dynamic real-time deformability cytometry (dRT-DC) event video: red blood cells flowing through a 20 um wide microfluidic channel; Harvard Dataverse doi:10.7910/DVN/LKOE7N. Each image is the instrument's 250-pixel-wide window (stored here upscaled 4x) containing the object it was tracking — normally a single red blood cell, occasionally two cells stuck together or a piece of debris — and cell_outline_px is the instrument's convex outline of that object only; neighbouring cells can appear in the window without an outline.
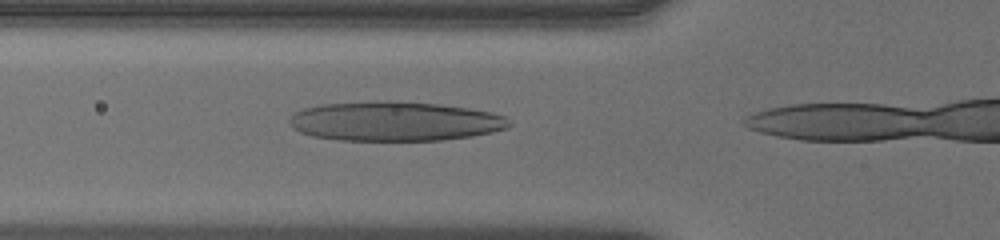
{"species": "human", "species_latin": "Homo sapiens", "temperature_condition": "warm", "stored_images_in_passage": 7, "camera_frame_rate_fps": 3000, "um_per_image_px": 0.085, "donor": {"sex": "male"}, "frame": {"image": 1, "passage_image": 3, "time_ms": 0.667, "image_size_px": [1000, 240], "cell_outline_px": [[512, 124], [504, 128], [492, 132], [472, 136], [440, 140], [340, 140], [312, 136], [300, 132], [292, 128], [288, 124], [288, 120], [296, 112], [304, 108], [320, 104], [376, 100], [396, 100], [440, 104], [468, 108], [492, 112], [504, 116]], "centroid_in_image_um": [33.52, 10.29], "position_along_channel_um": 92.3, "area_um2": 50.86}}
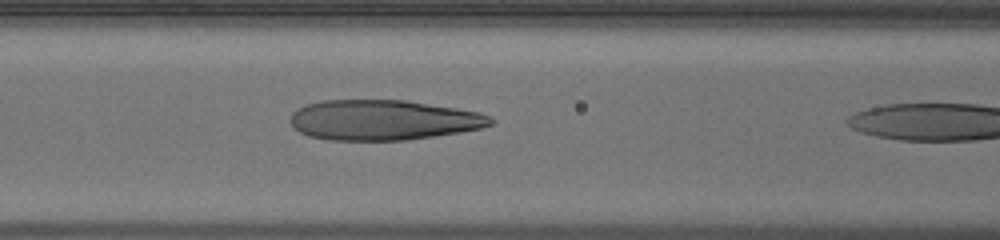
{"frame": {"image": 2, "passage_image": 6, "time_ms": 1.667, "image_size_px": [1000, 240], "cell_outline_px": [[496, 120], [492, 124], [480, 128], [460, 132], [408, 140], [328, 140], [308, 136], [300, 132], [292, 124], [292, 112], [296, 108], [320, 100], [404, 100], [456, 108], [480, 112]], "centroid_in_image_um": [32.57, 10.2], "position_along_channel_um": 134.0, "area_um2": 46.88}}